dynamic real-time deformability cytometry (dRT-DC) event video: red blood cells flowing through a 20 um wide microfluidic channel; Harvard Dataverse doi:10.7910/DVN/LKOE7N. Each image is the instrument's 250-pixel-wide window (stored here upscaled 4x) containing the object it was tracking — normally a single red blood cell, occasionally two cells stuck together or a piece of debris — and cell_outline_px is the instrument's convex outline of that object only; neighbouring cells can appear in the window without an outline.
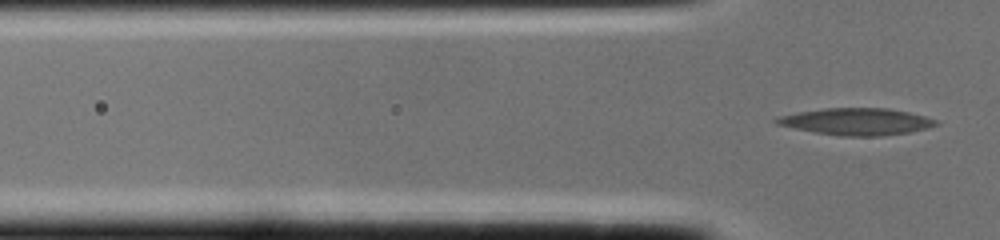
{"species": "common noctule bat (a hibernating species)", "species_latin": "Nyctalus noctula", "temperature_condition": "cold", "stored_images_in_passage": 3, "camera_frame_rate_fps": 3000, "um_per_image_px": 0.085, "animal": {"sex": "female", "body_mass_g": 22.0, "forearm_length_mm": 56.7}, "frame": {"image": 1, "passage_image": 3, "time_ms": 0.667, "image_size_px": [1000, 240], "cell_outline_px": [[940, 124], [928, 128], [908, 132], [880, 136], [840, 136], [816, 132], [776, 124], [772, 120], [776, 116], [796, 112], [824, 108], [888, 108], [908, 112], [924, 116], [936, 120]], "centroid_in_image_um": [72.77, 10.33], "position_along_channel_um": 53.0, "area_um2": 24.97}}